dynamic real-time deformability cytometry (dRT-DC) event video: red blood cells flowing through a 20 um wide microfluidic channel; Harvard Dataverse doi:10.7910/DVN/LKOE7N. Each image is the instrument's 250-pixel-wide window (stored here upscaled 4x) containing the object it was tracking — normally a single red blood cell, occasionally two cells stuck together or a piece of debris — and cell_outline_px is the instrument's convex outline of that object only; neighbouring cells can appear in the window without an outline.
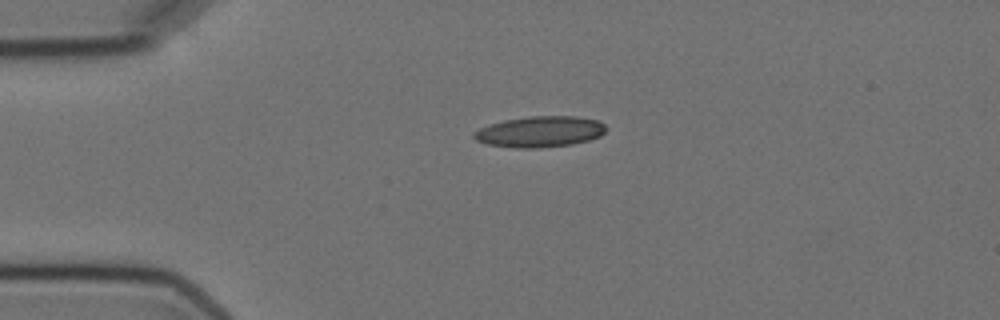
{"species": "Egyptian fruit bat (a non-hibernating species)", "species_latin": "Rousettus aegyptiacus", "temperature_condition": "cold", "stored_images_in_passage": 3, "camera_frame_rate_fps": 3000, "um_per_image_px": 0.085, "animal": {"sex": "female"}, "frame": {"image": 1, "passage_image": 1, "time_ms": 0.0, "image_size_px": [1000, 320], "cell_outline_px": [[604, 132], [600, 136], [588, 140], [572, 144], [540, 148], [516, 148], [488, 144], [476, 140], [472, 136], [472, 132], [488, 124], [504, 120], [528, 116], [576, 116], [600, 120], [604, 124]], "centroid_in_image_um": [45.87, 11.19], "position_along_channel_um": 39.1, "area_um2": 23.93}}
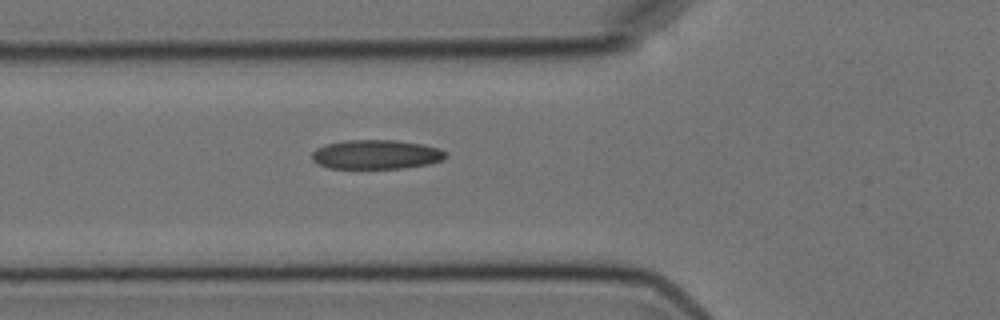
{"frame": {"image": 2, "passage_image": 3, "time_ms": 2.333, "image_size_px": [1000, 320], "cell_outline_px": [[448, 156], [444, 160], [428, 164], [404, 168], [328, 168], [316, 164], [312, 160], [312, 152], [316, 148], [328, 144], [344, 140], [396, 140], [420, 144], [440, 148]], "centroid_in_image_um": [31.96, 13.13], "position_along_channel_um": 93.8, "area_um2": 22.89}}